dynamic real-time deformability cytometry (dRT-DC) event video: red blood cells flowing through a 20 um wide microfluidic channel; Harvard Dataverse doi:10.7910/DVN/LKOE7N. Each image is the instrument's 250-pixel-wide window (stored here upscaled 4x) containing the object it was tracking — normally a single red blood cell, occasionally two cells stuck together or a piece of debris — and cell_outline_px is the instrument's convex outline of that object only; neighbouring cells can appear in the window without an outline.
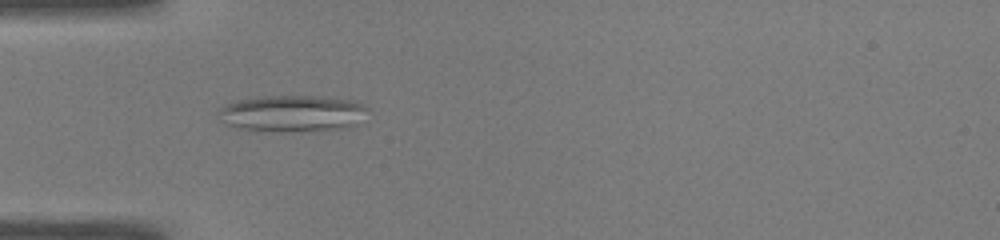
{"species": "common noctule bat (a hibernating species)", "species_latin": "Nyctalus noctula", "temperature_condition": "warm", "stored_images_in_passage": 50, "camera_frame_rate_fps": 3000, "um_per_image_px": 0.085, "animal": {"sex": "male", "body_mass_g": 19.0, "forearm_length_mm": 50.8}, "frame": {"image": 1, "passage_image": 16, "time_ms": 5.0, "image_size_px": [1000, 240], "cell_outline_px": [[368, 108], [356, 124], [348, 128], [304, 132], [256, 132], [236, 128], [220, 120], [216, 112], [224, 104], [236, 100], [260, 96], [324, 96], [352, 100]], "centroid_in_image_um": [24.76, 9.66], "position_along_channel_um": 60.2, "area_um2": 32.6}}
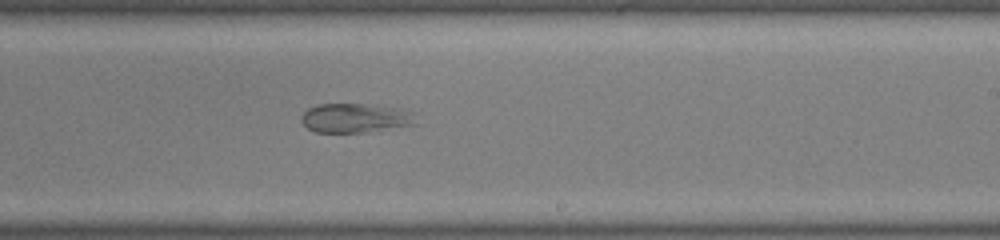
{"frame": {"image": 2, "passage_image": 31, "time_ms": 10.0, "image_size_px": [1000, 240], "cell_outline_px": [[416, 124], [368, 132], [316, 132], [308, 128], [300, 120], [300, 116], [308, 108], [316, 104], [376, 104], [404, 108], [416, 112]], "centroid_in_image_um": [30.26, 10.01], "position_along_channel_um": 258.7, "area_um2": 20.0}}
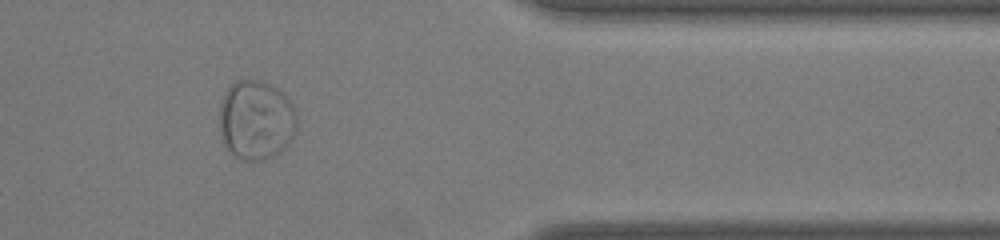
{"frame": {"image": 3, "passage_image": 42, "time_ms": 13.667, "image_size_px": [1000, 240], "cell_outline_px": [[296, 128], [288, 144], [280, 152], [264, 160], [244, 160], [236, 156], [224, 144], [220, 132], [220, 108], [224, 96], [228, 88], [236, 80], [260, 80], [284, 92], [292, 104], [296, 116]], "centroid_in_image_um": [21.78, 10.2], "position_along_channel_um": 389.6, "area_um2": 35.6}}